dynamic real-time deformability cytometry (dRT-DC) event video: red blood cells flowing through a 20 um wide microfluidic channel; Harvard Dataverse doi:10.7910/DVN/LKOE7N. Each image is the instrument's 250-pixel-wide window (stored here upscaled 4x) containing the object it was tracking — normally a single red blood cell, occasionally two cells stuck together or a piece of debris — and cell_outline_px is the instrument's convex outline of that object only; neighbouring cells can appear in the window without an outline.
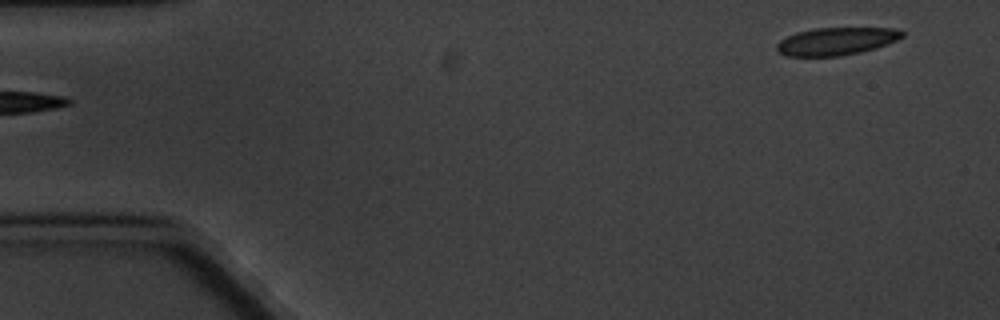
{"species": "common noctule bat (a hibernating species)", "species_latin": "Nyctalus noctula", "temperature_condition": "cold", "stored_images_in_passage": 2, "camera_frame_rate_fps": 3000, "um_per_image_px": 0.085, "animal": {"sex": "male", "body_mass_g": 20.1, "forearm_length_mm": 53.5}, "frame": {"image": 1, "passage_image": 2, "time_ms": 1.0, "image_size_px": [1000, 320], "cell_outline_px": [[904, 36], [888, 44], [876, 48], [860, 52], [840, 56], [784, 56], [776, 52], [776, 44], [780, 40], [796, 32], [816, 28], [892, 28], [904, 32]], "centroid_in_image_um": [71.05, 3.51], "position_along_channel_um": 14.0, "area_um2": 20.29}}